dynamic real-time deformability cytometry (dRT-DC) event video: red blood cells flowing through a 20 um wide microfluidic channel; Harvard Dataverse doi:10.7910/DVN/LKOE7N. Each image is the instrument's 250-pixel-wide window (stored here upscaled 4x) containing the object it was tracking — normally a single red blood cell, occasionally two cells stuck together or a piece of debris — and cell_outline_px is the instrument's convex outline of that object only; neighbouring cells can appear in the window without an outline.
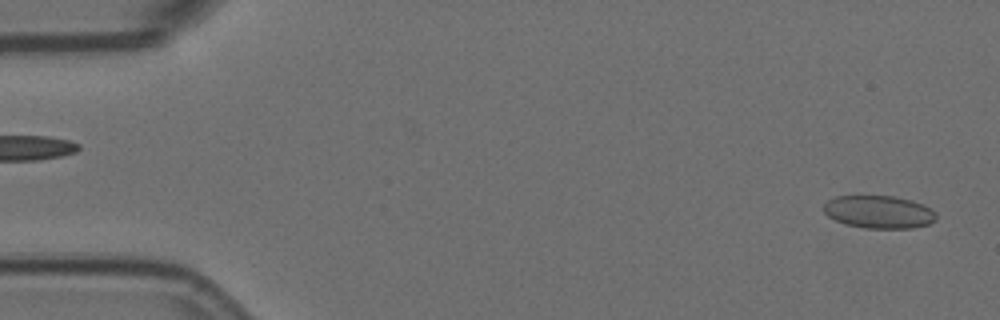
{"species": "Egyptian fruit bat (a non-hibernating species)", "species_latin": "Rousettus aegyptiacus", "temperature_condition": "room temperature", "stored_images_in_passage": 5, "camera_frame_rate_fps": 3000, "um_per_image_px": 0.085, "animal": {"sex": "female"}, "frame": {"image": 1, "passage_image": 1, "time_ms": 0.0, "image_size_px": [1000, 320], "cell_outline_px": [[936, 220], [928, 224], [912, 228], [864, 228], [844, 224], [828, 216], [824, 212], [824, 204], [828, 200], [836, 196], [896, 196], [912, 200], [924, 204], [936, 212]], "centroid_in_image_um": [74.72, 18.01], "position_along_channel_um": 10.3, "area_um2": 21.62}}